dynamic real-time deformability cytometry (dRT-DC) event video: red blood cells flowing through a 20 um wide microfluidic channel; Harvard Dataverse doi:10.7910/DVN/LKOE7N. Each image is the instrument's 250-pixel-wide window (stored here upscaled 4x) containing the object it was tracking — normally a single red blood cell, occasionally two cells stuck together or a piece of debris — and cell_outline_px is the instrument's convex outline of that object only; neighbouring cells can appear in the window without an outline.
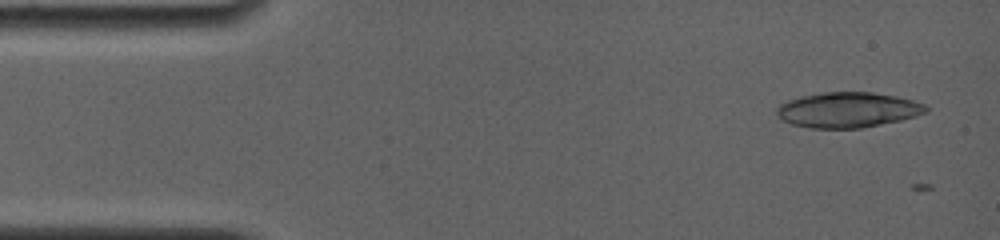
{"species": "common noctule bat (a hibernating species)", "species_latin": "Nyctalus noctula", "temperature_condition": "room temperature", "stored_images_in_passage": 4, "camera_frame_rate_fps": 4000, "um_per_image_px": 0.085, "animal": {"sex": "female", "body_mass_g": 19.0, "forearm_length_mm": 56.7}, "frame": {"image": 1, "passage_image": 2, "time_ms": 0.25, "image_size_px": [1000, 240], "cell_outline_px": [[928, 112], [916, 116], [900, 120], [860, 128], [808, 128], [792, 124], [784, 120], [780, 116], [780, 104], [788, 100], [800, 96], [824, 92], [872, 92], [896, 96], [912, 100], [924, 104], [928, 108]], "centroid_in_image_um": [72.11, 9.33], "position_along_channel_um": 12.9, "area_um2": 30.35}}